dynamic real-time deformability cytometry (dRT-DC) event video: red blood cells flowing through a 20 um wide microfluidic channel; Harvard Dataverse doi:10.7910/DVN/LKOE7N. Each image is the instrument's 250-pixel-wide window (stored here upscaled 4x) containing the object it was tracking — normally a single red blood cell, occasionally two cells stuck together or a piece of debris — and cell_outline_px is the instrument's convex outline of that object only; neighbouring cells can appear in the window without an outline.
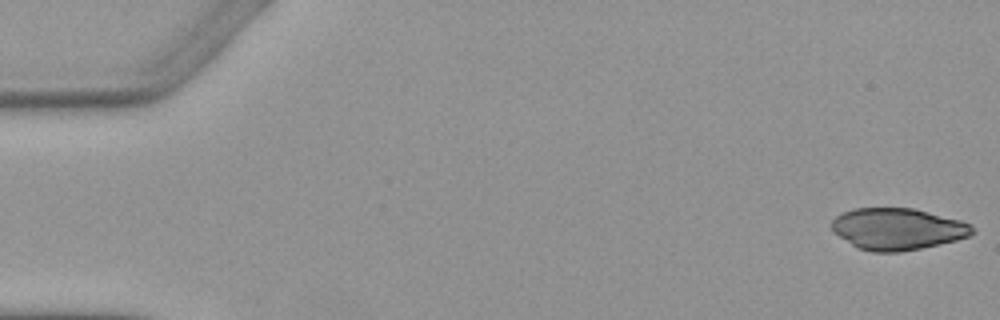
{"species": "Egyptian fruit bat (a non-hibernating species)", "species_latin": "Rousettus aegyptiacus", "temperature_condition": "warm", "stored_images_in_passage": 2, "camera_frame_rate_fps": 3000, "um_per_image_px": 0.085, "animal": {"sex": "female"}, "frame": {"image": 1, "passage_image": 2, "time_ms": 1.667, "image_size_px": [1000, 320], "cell_outline_px": [[976, 232], [972, 236], [940, 244], [900, 252], [872, 252], [856, 248], [840, 236], [832, 228], [832, 220], [836, 216], [844, 212], [856, 208], [912, 208], [960, 220], [972, 224]], "centroid_in_image_um": [76.33, 19.47], "position_along_channel_um": 8.7, "area_um2": 34.1}}